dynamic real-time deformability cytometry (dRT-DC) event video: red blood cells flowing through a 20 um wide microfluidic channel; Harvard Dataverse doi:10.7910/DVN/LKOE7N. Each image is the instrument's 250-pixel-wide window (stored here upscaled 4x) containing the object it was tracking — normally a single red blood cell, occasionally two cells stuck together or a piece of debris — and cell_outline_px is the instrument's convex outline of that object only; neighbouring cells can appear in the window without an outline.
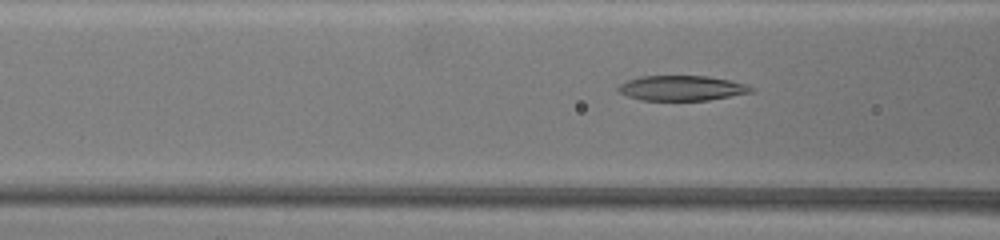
{"species": "common noctule bat (a hibernating species)", "species_latin": "Nyctalus noctula", "temperature_condition": "warm", "stored_images_in_passage": 73, "camera_frame_rate_fps": 3000, "um_per_image_px": 0.085, "animal": {"sex": "female", "body_mass_g": 19.5, "forearm_length_mm": 54.1}, "frame": {"image": 1, "passage_image": 32, "time_ms": 10.333, "image_size_px": [1000, 240], "cell_outline_px": [[756, 88], [752, 92], [708, 100], [640, 100], [628, 96], [620, 92], [616, 88], [620, 84], [628, 80], [640, 76], [708, 76], [728, 80], [744, 84]], "centroid_in_image_um": [57.94, 7.49], "position_along_channel_um": 108.7, "area_um2": 19.25}}
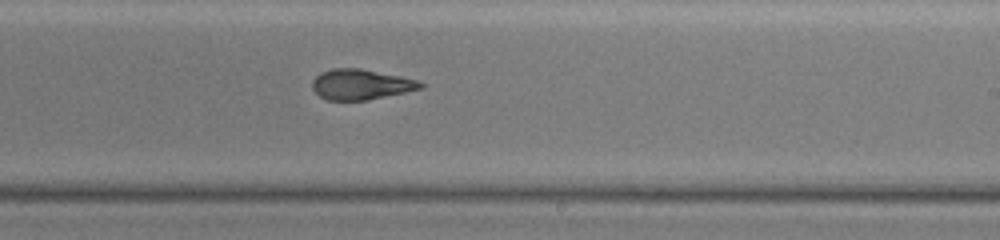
{"frame": {"image": 2, "passage_image": 47, "time_ms": 15.333, "image_size_px": [1000, 240], "cell_outline_px": [[424, 84], [420, 88], [404, 92], [368, 100], [328, 100], [320, 96], [312, 88], [312, 80], [320, 72], [332, 68], [360, 68], [400, 76], [416, 80]], "centroid_in_image_um": [30.62, 7.17], "position_along_channel_um": 258.4, "area_um2": 18.96}}
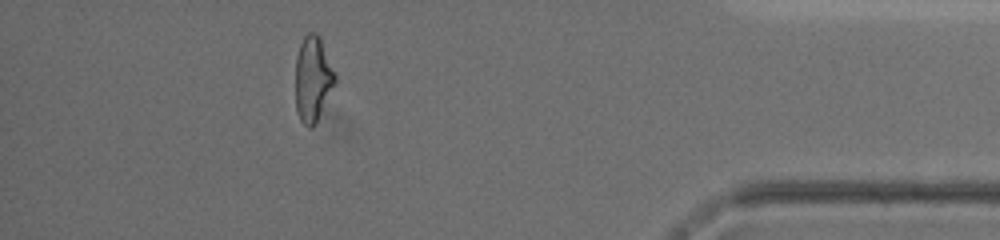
{"frame": {"image": 3, "passage_image": 66, "time_ms": 21.667, "image_size_px": [1000, 240], "cell_outline_px": [[336, 84], [316, 124], [312, 128], [308, 128], [300, 120], [296, 112], [296, 56], [300, 44], [304, 36], [308, 32], [316, 32], [320, 36], [336, 76]], "centroid_in_image_um": [26.6, 6.74], "position_along_channel_um": 408.6, "area_um2": 20.0}, "authors_computed_cell_mechanics": {"area_um2": 19.9988, "velocity_mm_per_s": 2.9902, "shape_relaxation_time_tau1_ms": 11.1613, "shape_relaxation_time_tau2_ms": 2.3262, "deformation_change_tau1": 0.2859, "deformation_change_tau2": 0.0993}}